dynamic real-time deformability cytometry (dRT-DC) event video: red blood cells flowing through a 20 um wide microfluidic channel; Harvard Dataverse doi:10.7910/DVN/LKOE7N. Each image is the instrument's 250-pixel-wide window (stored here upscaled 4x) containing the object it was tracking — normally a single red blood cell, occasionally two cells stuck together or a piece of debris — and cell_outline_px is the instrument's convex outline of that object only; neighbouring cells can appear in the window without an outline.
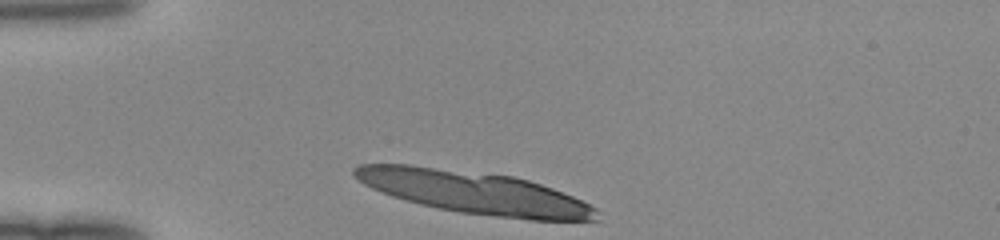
{"species": "human", "species_latin": "Homo sapiens", "temperature_condition": "room temperature", "stored_images_in_passage": 10, "camera_frame_rate_fps": 3000, "um_per_image_px": 0.085, "donor": {"sex": "female"}, "frame": {"image": 1, "passage_image": 1, "time_ms": 0.0, "image_size_px": [1000, 240], "cell_outline_px": [[604, 212], [600, 220], [528, 220], [460, 212], [436, 208], [404, 200], [392, 196], [372, 188], [364, 184], [352, 176], [352, 168], [360, 164], [408, 164], [512, 176], [528, 180], [552, 188], [572, 196]], "centroid_in_image_um": [40.33, 16.36], "position_along_channel_um": 44.7, "area_um2": 60.05}}